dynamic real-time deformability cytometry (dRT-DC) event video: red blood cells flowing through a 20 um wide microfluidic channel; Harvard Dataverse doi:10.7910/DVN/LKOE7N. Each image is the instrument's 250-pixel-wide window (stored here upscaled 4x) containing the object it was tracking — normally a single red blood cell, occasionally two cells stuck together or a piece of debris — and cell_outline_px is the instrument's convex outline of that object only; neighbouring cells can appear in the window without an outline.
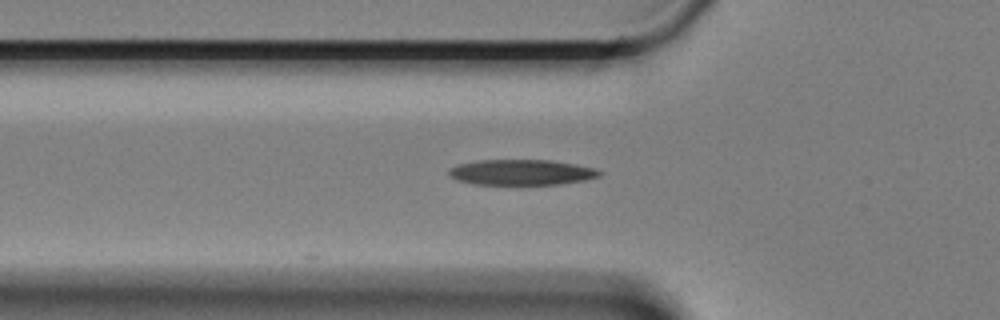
{"species": "Egyptian fruit bat (a non-hibernating species)", "species_latin": "Rousettus aegyptiacus", "temperature_condition": "cold", "stored_images_in_passage": 4, "camera_frame_rate_fps": 3000, "um_per_image_px": 0.085, "animal": {"sex": "female"}, "frame": {"image": 1, "passage_image": 4, "time_ms": 1.0, "image_size_px": [1000, 320], "cell_outline_px": [[604, 172], [600, 176], [584, 180], [560, 184], [472, 184], [456, 180], [448, 176], [448, 168], [456, 164], [480, 160], [552, 160], [576, 164], [592, 168]], "centroid_in_image_um": [44.27, 14.64], "position_along_channel_um": 81.5, "area_um2": 22.54}}